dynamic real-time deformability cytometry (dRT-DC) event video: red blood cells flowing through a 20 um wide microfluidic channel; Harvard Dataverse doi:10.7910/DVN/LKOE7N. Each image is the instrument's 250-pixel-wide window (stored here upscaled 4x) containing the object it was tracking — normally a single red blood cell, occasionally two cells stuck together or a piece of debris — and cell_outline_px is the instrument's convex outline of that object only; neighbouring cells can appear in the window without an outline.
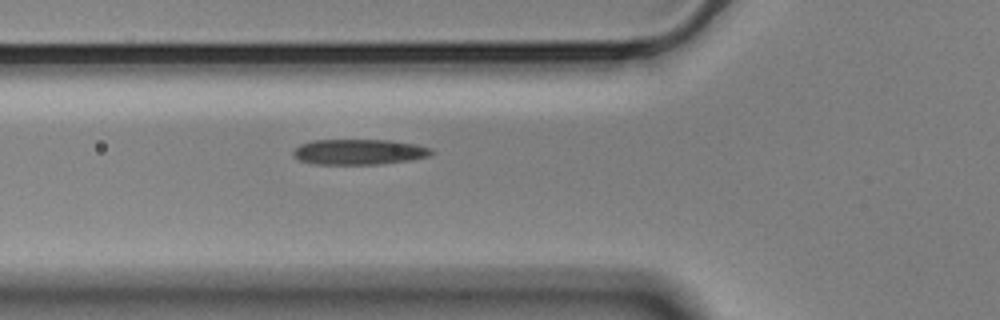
{"species": "Egyptian fruit bat (a non-hibernating species)", "species_latin": "Rousettus aegyptiacus", "temperature_condition": "cold", "stored_images_in_passage": 44, "camera_frame_rate_fps": 3000, "um_per_image_px": 0.085, "animal": {"sex": "male"}, "frame": {"image": 1, "passage_image": 9, "time_ms": 2.667, "image_size_px": [1000, 320], "cell_outline_px": [[436, 152], [432, 156], [412, 160], [380, 164], [316, 164], [300, 160], [292, 156], [292, 152], [300, 144], [312, 140], [392, 140], [416, 144], [432, 148]], "centroid_in_image_um": [30.58, 12.91], "position_along_channel_um": 95.2, "area_um2": 20.81}}
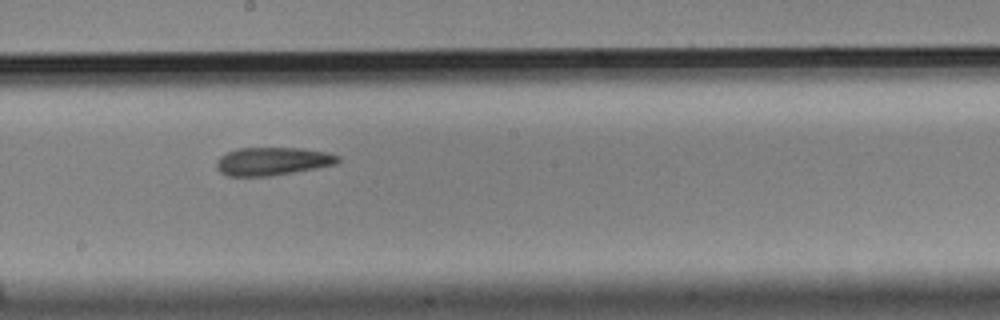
{"frame": {"image": 2, "passage_image": 20, "time_ms": 6.333, "image_size_px": [1000, 320], "cell_outline_px": [[340, 160], [336, 164], [296, 172], [272, 176], [228, 176], [220, 172], [216, 168], [216, 160], [220, 156], [236, 148], [300, 148], [328, 152], [340, 156]], "centroid_in_image_um": [23.16, 13.71], "position_along_channel_um": 225.0, "area_um2": 20.06}}
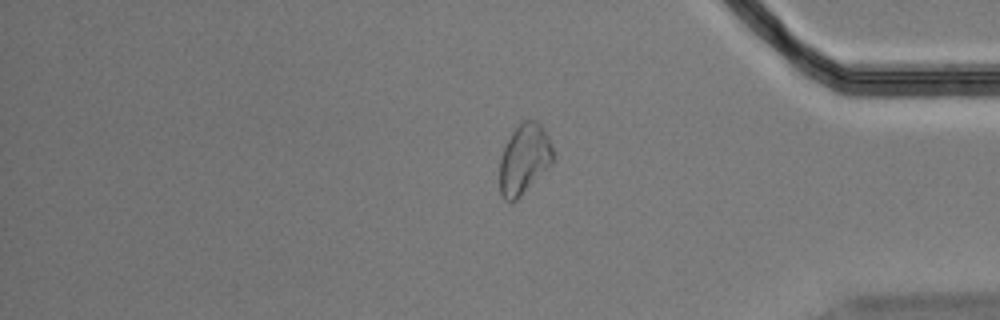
{"frame": {"image": 3, "passage_image": 36, "time_ms": 11.667, "image_size_px": [1000, 320], "cell_outline_px": [[556, 160], [516, 200], [504, 200], [500, 196], [500, 156], [504, 144], [512, 132], [524, 120], [536, 120], [540, 124], [548, 136]], "centroid_in_image_um": [44.56, 13.52], "position_along_channel_um": 390.6, "area_um2": 21.85}}